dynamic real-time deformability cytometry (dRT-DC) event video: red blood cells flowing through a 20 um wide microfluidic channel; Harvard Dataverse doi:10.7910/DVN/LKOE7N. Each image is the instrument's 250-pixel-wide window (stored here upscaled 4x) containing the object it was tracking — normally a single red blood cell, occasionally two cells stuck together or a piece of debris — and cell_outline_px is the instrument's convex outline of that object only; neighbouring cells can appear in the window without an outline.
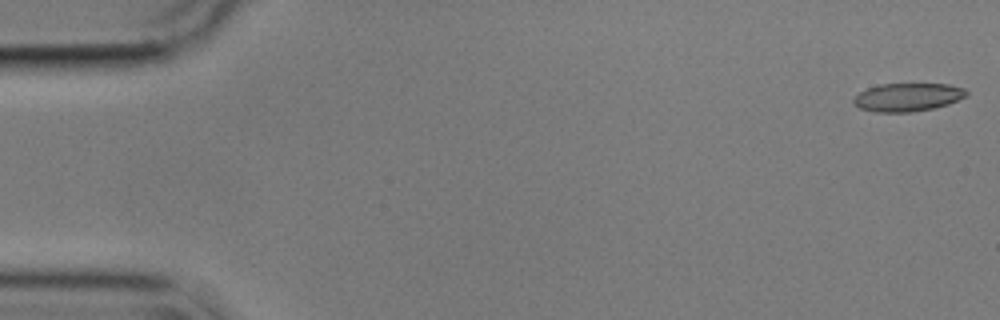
{"species": "common noctule bat (a hibernating species)", "species_latin": "Nyctalus noctula", "temperature_condition": "cold", "stored_images_in_passage": 53, "camera_frame_rate_fps": 3000, "um_per_image_px": 0.085, "animal": {"sex": "male", "body_mass_g": 17.9}, "frame": {"image": 1, "passage_image": 1, "time_ms": 0.0, "image_size_px": [1000, 320], "cell_outline_px": [[968, 92], [964, 96], [948, 104], [932, 108], [912, 112], [876, 112], [860, 108], [852, 100], [860, 92], [868, 88], [880, 84], [948, 84], [964, 88]], "centroid_in_image_um": [77.14, 8.26], "position_along_channel_um": 7.9, "area_um2": 18.26}}
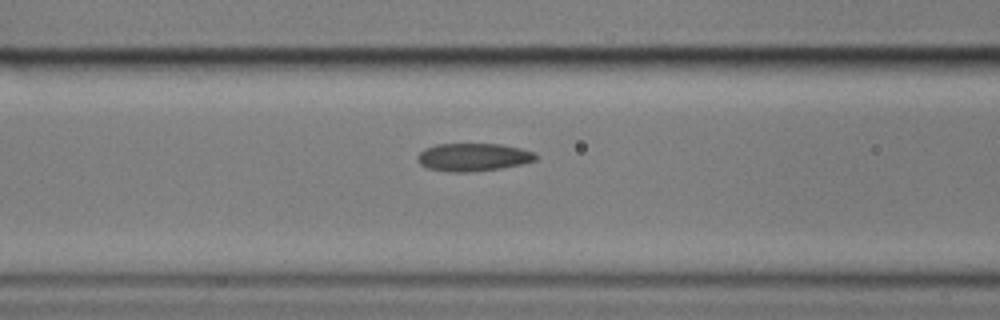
{"frame": {"image": 2, "passage_image": 22, "time_ms": 7.0, "image_size_px": [1000, 320], "cell_outline_px": [[536, 160], [520, 164], [500, 168], [468, 172], [448, 172], [424, 168], [416, 160], [416, 156], [424, 148], [436, 144], [500, 144], [520, 148], [532, 152], [536, 156]], "centroid_in_image_um": [40.13, 13.36], "position_along_channel_um": 126.5, "area_um2": 19.25}}
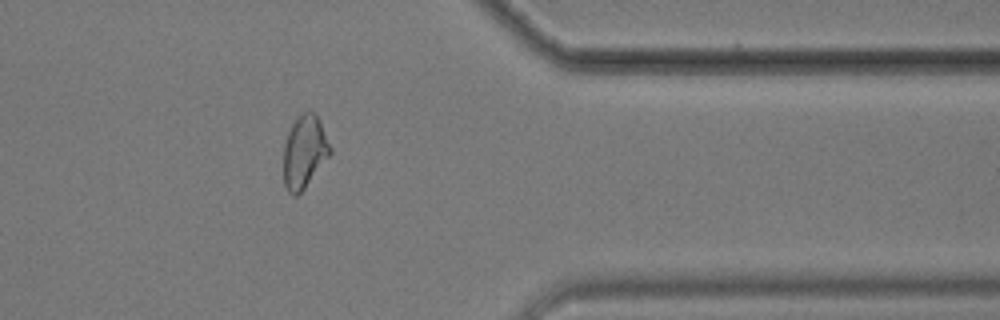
{"frame": {"image": 3, "passage_image": 45, "time_ms": 14.667, "image_size_px": [1000, 320], "cell_outline_px": [[332, 152], [304, 188], [296, 196], [292, 196], [288, 192], [284, 184], [284, 144], [288, 132], [292, 124], [308, 108], [316, 112], [320, 120], [332, 148]], "centroid_in_image_um": [25.89, 12.87], "position_along_channel_um": 385.5, "area_um2": 19.77}, "authors_computed_cell_mechanics": {"area_um2": 19.2474, "velocity_mm_per_s": 3.5742, "shape_relaxation_time_tau1_ms": 4.7021, "shape_relaxation_time_tau2_ms": 1.8066, "deformation_change_tau1": 0.1587, "deformation_change_tau2": 0.0852}}